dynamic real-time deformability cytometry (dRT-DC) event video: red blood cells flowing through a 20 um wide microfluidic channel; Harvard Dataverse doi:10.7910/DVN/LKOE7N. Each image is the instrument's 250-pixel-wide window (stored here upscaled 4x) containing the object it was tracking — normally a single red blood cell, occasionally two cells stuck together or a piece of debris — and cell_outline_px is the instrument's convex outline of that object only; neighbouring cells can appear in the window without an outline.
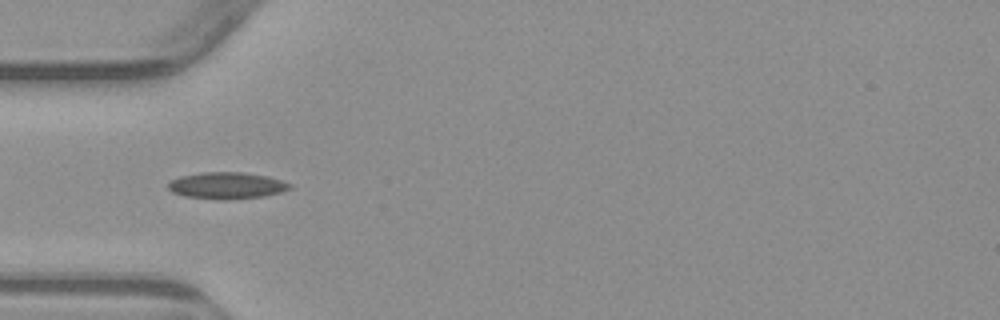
{"species": "common noctule bat (a hibernating species)", "species_latin": "Nyctalus noctula", "temperature_condition": "warm", "stored_images_in_passage": 6, "camera_frame_rate_fps": 3000, "um_per_image_px": 0.085, "animal": {"sex": "male", "body_mass_g": 23.1, "forearm_length_mm": 52.7}, "frame": {"image": 1, "passage_image": 5, "time_ms": 4.667, "image_size_px": [1000, 320], "cell_outline_px": [[292, 188], [280, 192], [264, 196], [228, 200], [220, 200], [184, 196], [172, 192], [168, 188], [168, 184], [172, 180], [180, 176], [204, 172], [240, 172], [268, 176], [292, 184]], "centroid_in_image_um": [19.28, 15.78], "position_along_channel_um": 65.7, "area_um2": 18.9}}
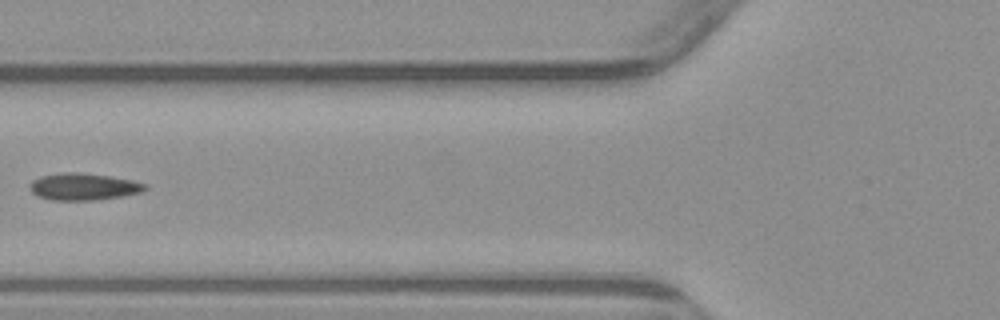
{"frame": {"image": 2, "passage_image": 6, "time_ms": 6.0, "image_size_px": [1000, 320], "cell_outline_px": [[148, 188], [144, 192], [124, 196], [96, 200], [52, 200], [36, 196], [32, 192], [32, 180], [40, 176], [60, 172], [76, 172], [108, 176], [132, 180], [148, 184]], "centroid_in_image_um": [7.15, 15.87], "position_along_channel_um": 118.7, "area_um2": 18.21}}